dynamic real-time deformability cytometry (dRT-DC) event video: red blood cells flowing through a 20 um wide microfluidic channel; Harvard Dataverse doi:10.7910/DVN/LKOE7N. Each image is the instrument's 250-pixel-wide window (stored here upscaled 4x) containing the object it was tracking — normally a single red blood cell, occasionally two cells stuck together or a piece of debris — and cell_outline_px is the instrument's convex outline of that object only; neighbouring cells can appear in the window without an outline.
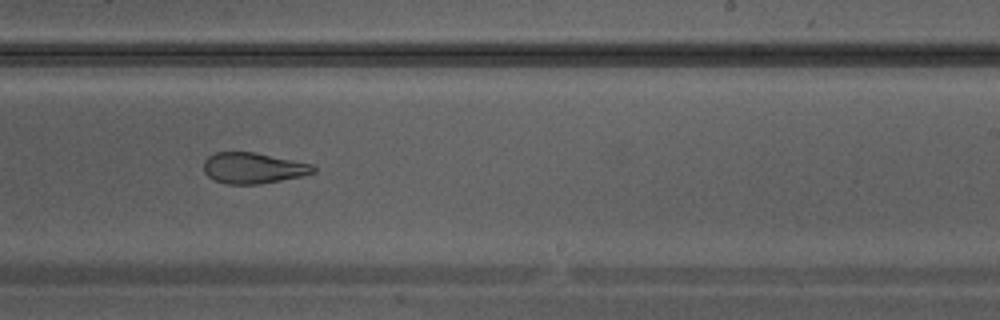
{"species": "Egyptian fruit bat (a non-hibernating species)", "species_latin": "Rousettus aegyptiacus", "temperature_condition": "warm", "stored_images_in_passage": 32, "camera_frame_rate_fps": 3000, "um_per_image_px": 0.085, "animal": {"sex": "male"}, "frame": {"image": 1, "passage_image": 19, "time_ms": 6.0, "image_size_px": [1000, 320], "cell_outline_px": [[316, 172], [300, 176], [260, 184], [228, 184], [216, 180], [208, 176], [204, 172], [204, 160], [208, 156], [216, 152], [256, 152], [312, 164], [316, 168]], "centroid_in_image_um": [21.51, 14.27], "position_along_channel_um": 267.5, "area_um2": 19.65}}